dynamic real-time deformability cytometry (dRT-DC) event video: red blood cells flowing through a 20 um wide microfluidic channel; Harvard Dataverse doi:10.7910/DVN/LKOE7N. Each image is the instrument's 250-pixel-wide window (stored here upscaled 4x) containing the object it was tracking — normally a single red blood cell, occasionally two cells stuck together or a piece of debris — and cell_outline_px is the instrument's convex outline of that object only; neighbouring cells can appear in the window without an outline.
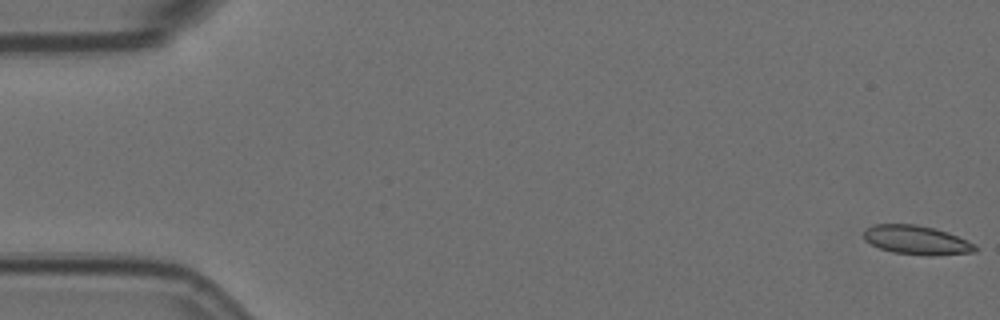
{"species": "Egyptian fruit bat (a non-hibernating species)", "species_latin": "Rousettus aegyptiacus", "temperature_condition": "room temperature", "stored_images_in_passage": 7, "camera_frame_rate_fps": 3000, "um_per_image_px": 0.085, "animal": {"sex": "female"}, "frame": {"image": 1, "passage_image": 1, "time_ms": 0.0, "image_size_px": [1000, 320], "cell_outline_px": [[980, 248], [976, 252], [932, 256], [924, 256], [892, 252], [880, 248], [864, 240], [864, 232], [872, 224], [916, 224], [948, 232], [976, 244]], "centroid_in_image_um": [77.96, 20.42], "position_along_channel_um": 7.0, "area_um2": 19.02}}
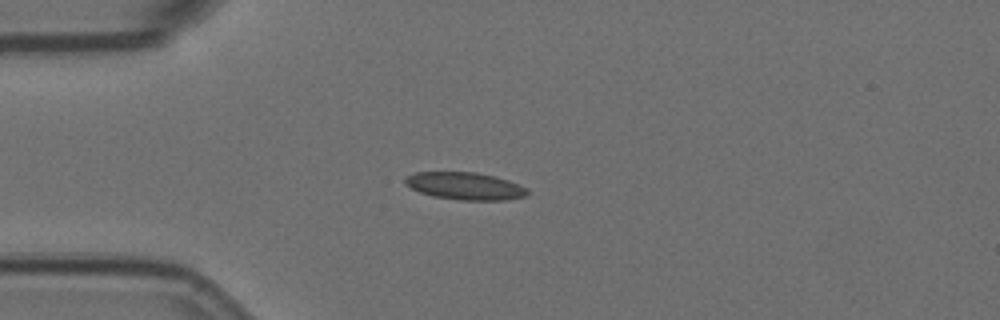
{"frame": {"image": 2, "passage_image": 5, "time_ms": 1.333, "image_size_px": [1000, 320], "cell_outline_px": [[528, 196], [504, 200], [460, 200], [432, 196], [420, 192], [404, 184], [404, 176], [416, 172], [476, 172], [496, 176], [508, 180], [528, 188]], "centroid_in_image_um": [39.53, 15.81], "position_along_channel_um": 45.5, "area_um2": 19.71}}
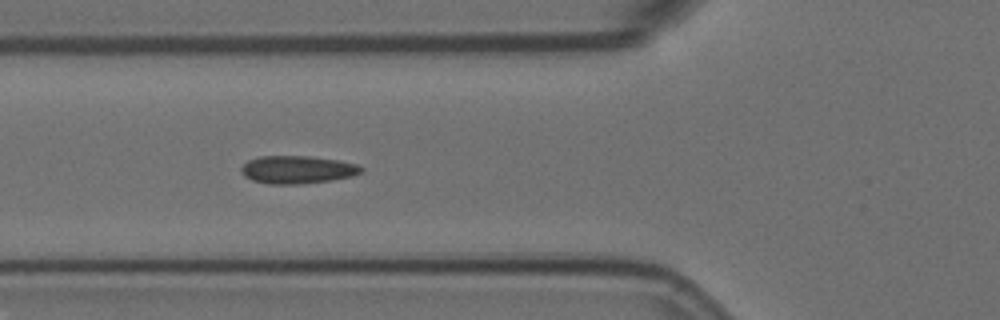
{"frame": {"image": 3, "passage_image": 7, "time_ms": 2.0, "image_size_px": [1000, 320], "cell_outline_px": [[364, 172], [352, 176], [332, 180], [300, 184], [268, 184], [252, 180], [244, 176], [240, 172], [240, 168], [248, 160], [260, 156], [308, 156], [340, 160], [356, 164], [364, 168]], "centroid_in_image_um": [25.28, 14.42], "position_along_channel_um": 100.5, "area_um2": 19.65}}